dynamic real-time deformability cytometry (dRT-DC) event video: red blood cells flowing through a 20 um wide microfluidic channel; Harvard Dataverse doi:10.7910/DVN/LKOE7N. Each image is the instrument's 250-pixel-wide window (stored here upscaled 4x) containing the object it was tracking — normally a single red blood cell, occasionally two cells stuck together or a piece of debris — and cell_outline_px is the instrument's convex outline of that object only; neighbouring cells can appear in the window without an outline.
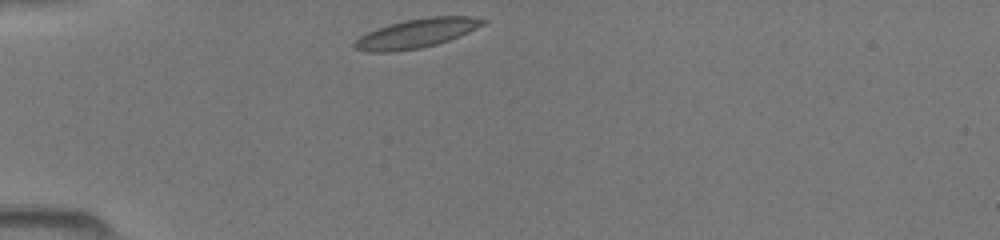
{"species": "common noctule bat (a hibernating species)", "species_latin": "Nyctalus noctula", "temperature_condition": "room temperature", "stored_images_in_passage": 35, "camera_frame_rate_fps": 3000, "um_per_image_px": 0.085, "animal": {"sex": "female", "body_mass_g": 19.5, "forearm_length_mm": 54.1}, "frame": {"image": 1, "passage_image": 1, "time_ms": 0.0, "image_size_px": [1000, 240], "cell_outline_px": [[488, 20], [484, 24], [460, 36], [436, 44], [420, 48], [396, 52], [368, 52], [352, 48], [352, 44], [360, 36], [376, 28], [388, 24], [404, 20], [428, 16], [472, 16]], "centroid_in_image_um": [35.37, 2.83], "position_along_channel_um": 49.6, "area_um2": 21.96}}
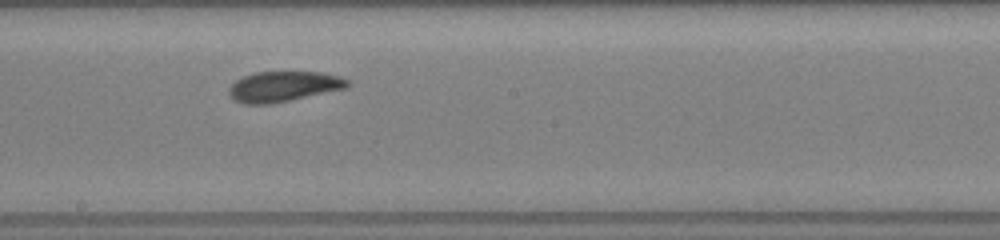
{"frame": {"image": 2, "passage_image": 15, "time_ms": 4.667, "image_size_px": [1000, 240], "cell_outline_px": [[352, 84], [348, 88], [272, 104], [244, 104], [232, 100], [228, 92], [228, 88], [236, 80], [244, 76], [256, 72], [320, 72], [340, 76], [348, 80]], "centroid_in_image_um": [24.11, 7.36], "position_along_channel_um": 224.1, "area_um2": 21.21}}
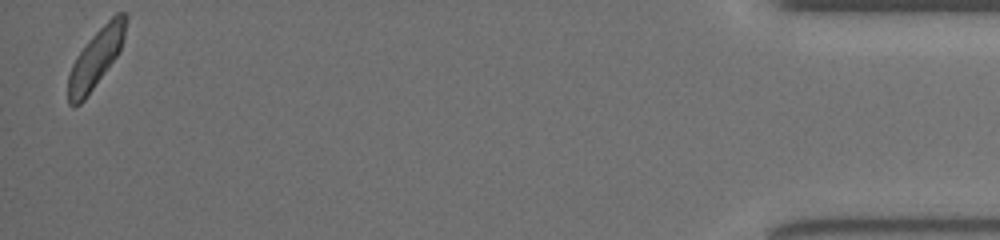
{"frame": {"image": 3, "passage_image": 35, "time_ms": 11.333, "image_size_px": [1000, 240], "cell_outline_px": [[128, 20], [120, 52], [84, 100], [80, 104], [72, 108], [68, 104], [68, 76], [72, 64], [76, 56], [88, 40], [116, 12], [124, 12], [128, 16]], "centroid_in_image_um": [8.15, 4.95], "position_along_channel_um": 427.0, "area_um2": 19.71}}